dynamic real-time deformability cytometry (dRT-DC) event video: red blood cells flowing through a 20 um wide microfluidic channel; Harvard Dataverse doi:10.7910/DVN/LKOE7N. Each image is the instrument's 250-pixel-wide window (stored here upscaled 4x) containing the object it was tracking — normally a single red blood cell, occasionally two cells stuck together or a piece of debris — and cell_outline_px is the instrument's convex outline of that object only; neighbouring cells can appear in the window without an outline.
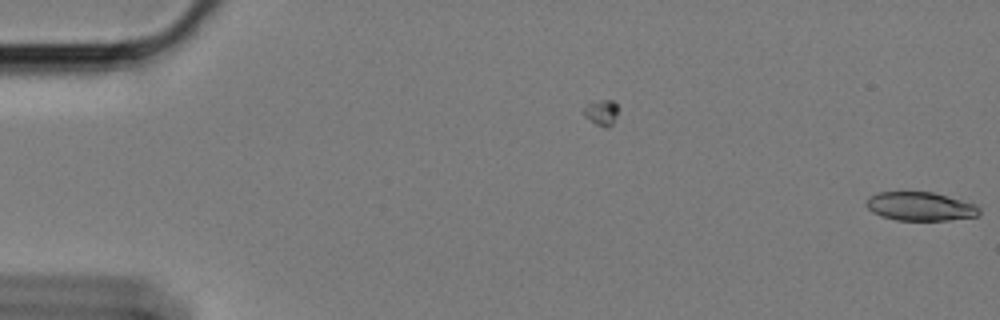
{"species": "Egyptian fruit bat (a non-hibernating species)", "species_latin": "Rousettus aegyptiacus", "temperature_condition": "cold", "stored_images_in_passage": 8, "camera_frame_rate_fps": 3000, "um_per_image_px": 0.085, "animal": {"sex": "female"}, "frame": {"image": 1, "passage_image": 8, "time_ms": 2.333, "image_size_px": [1000, 320], "cell_outline_px": [[980, 216], [948, 220], [896, 220], [880, 216], [872, 212], [864, 204], [872, 196], [880, 192], [932, 192], [976, 204], [980, 208]], "centroid_in_image_um": [78.25, 17.55], "position_along_channel_um": 6.7, "area_um2": 18.84}}